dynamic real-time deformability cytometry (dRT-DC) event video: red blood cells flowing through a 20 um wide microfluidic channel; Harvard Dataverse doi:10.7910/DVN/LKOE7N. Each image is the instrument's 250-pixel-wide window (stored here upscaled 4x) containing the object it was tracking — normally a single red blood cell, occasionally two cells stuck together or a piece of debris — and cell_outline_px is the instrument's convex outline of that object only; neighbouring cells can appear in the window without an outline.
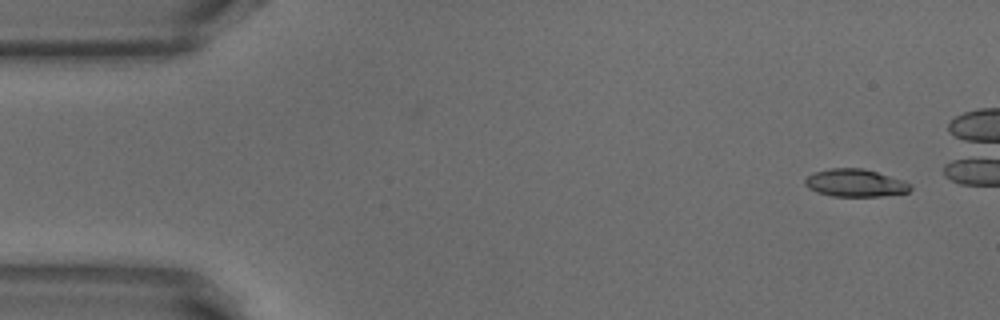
{"species": "common noctule bat (a hibernating species)", "species_latin": "Nyctalus noctula", "temperature_condition": "warm", "stored_images_in_passage": 43, "camera_frame_rate_fps": 3000, "um_per_image_px": 0.085, "animal": {"sex": "male", "body_mass_g": 18.8}, "frame": {"image": 1, "passage_image": 2, "time_ms": 0.333, "image_size_px": [1000, 320], "cell_outline_px": [[912, 188], [908, 192], [880, 196], [832, 196], [816, 192], [808, 188], [804, 184], [804, 180], [812, 172], [832, 168], [864, 168], [904, 180], [912, 184]], "centroid_in_image_um": [72.69, 15.54], "position_along_channel_um": 12.3, "area_um2": 17.11}}
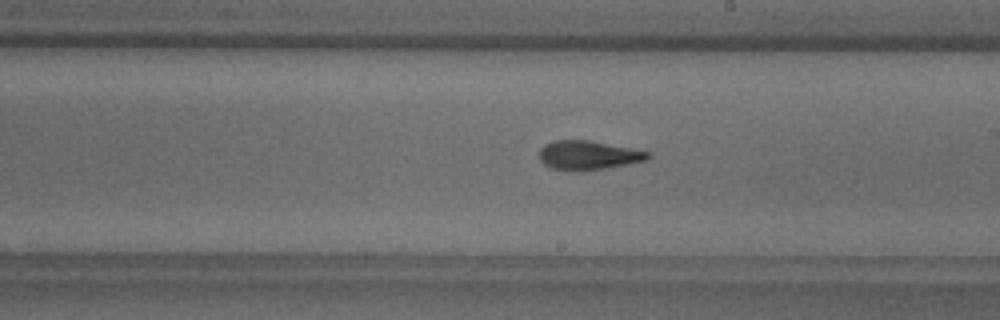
{"frame": {"image": 2, "passage_image": 28, "time_ms": 9.0, "image_size_px": [1000, 320], "cell_outline_px": [[652, 156], [648, 160], [604, 168], [580, 172], [552, 168], [544, 164], [540, 160], [540, 148], [544, 144], [552, 140], [588, 140], [648, 152]], "centroid_in_image_um": [49.96, 13.2], "position_along_channel_um": 239.0, "area_um2": 18.26}}
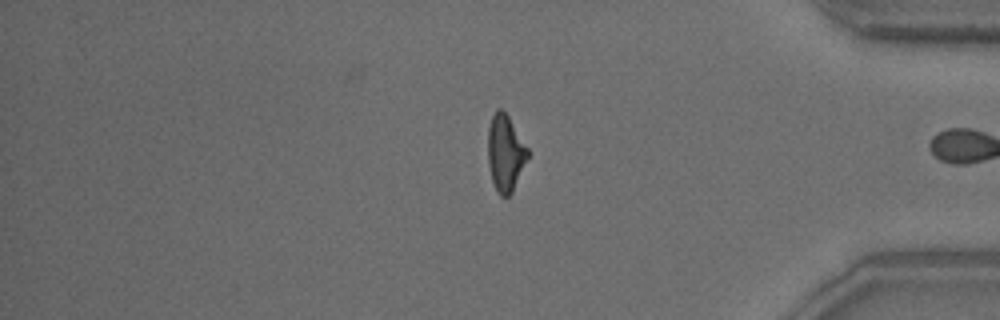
{"frame": {"image": 3, "passage_image": 42, "time_ms": 13.667, "image_size_px": [1000, 320], "cell_outline_px": [[528, 156], [512, 192], [508, 196], [500, 196], [496, 192], [492, 180], [488, 164], [488, 128], [492, 116], [496, 108], [500, 108], [508, 116], [528, 148]], "centroid_in_image_um": [42.93, 13.01], "position_along_channel_um": 392.3, "area_um2": 17.57}, "authors_computed_cell_mechanics": {"area_um2": 18.1492, "velocity_mm_per_s": 3.8696, "shape_relaxation_time_tau1_ms": 4.6325, "shape_relaxation_time_tau2_ms": 2.739, "deformation_change_tau1": 0.1701, "deformation_change_tau2": 0.1296}}